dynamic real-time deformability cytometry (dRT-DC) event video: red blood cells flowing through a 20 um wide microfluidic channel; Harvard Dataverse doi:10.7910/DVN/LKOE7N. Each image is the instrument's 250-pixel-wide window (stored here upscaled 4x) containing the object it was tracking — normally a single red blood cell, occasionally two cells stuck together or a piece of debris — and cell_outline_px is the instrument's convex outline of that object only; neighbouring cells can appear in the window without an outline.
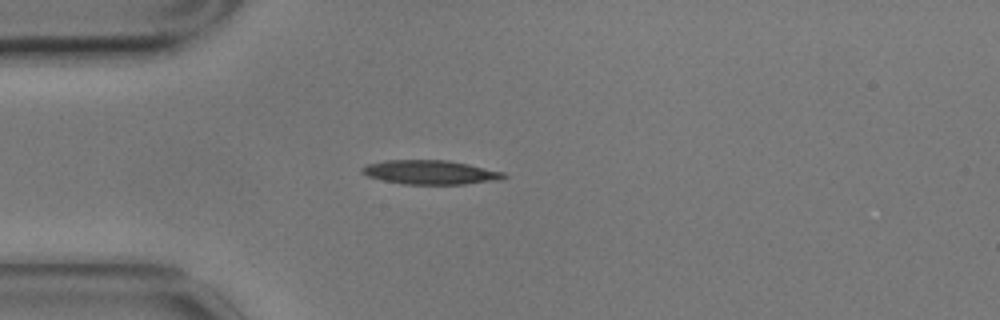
{"species": "common noctule bat (a hibernating species)", "species_latin": "Nyctalus noctula", "temperature_condition": "cold", "stored_images_in_passage": 6, "camera_frame_rate_fps": 3000, "um_per_image_px": 0.085, "animal": {"sex": "male", "body_mass_g": 17.9}, "frame": {"image": 1, "passage_image": 1, "time_ms": 0.0, "image_size_px": [1000, 320], "cell_outline_px": [[508, 176], [504, 180], [464, 184], [404, 184], [384, 180], [368, 176], [360, 172], [360, 168], [368, 164], [384, 160], [448, 160], [468, 164], [504, 172]], "centroid_in_image_um": [36.62, 14.64], "position_along_channel_um": 48.4, "area_um2": 20.0}}